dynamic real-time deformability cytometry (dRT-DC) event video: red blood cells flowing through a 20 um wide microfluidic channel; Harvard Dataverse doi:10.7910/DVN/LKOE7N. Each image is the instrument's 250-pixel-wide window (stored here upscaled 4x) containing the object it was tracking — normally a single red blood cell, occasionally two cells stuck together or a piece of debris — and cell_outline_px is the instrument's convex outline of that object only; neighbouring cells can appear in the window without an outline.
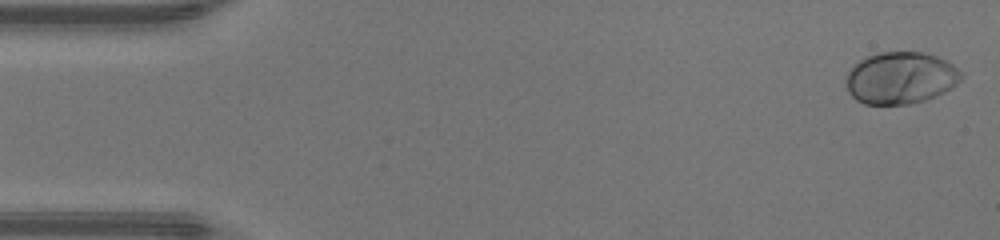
{"species": "human", "species_latin": "Homo sapiens", "temperature_condition": "warm", "stored_images_in_passage": 47, "camera_frame_rate_fps": 3000, "um_per_image_px": 0.085, "donor": {"sex": "male"}, "frame": {"image": 1, "passage_image": 1, "time_ms": 0.0, "image_size_px": [1000, 240], "cell_outline_px": [[960, 80], [952, 88], [928, 100], [912, 104], [864, 104], [856, 100], [848, 92], [844, 80], [852, 64], [876, 52], [924, 52], [936, 56], [952, 64], [960, 72]], "centroid_in_image_um": [76.5, 6.63], "position_along_channel_um": 8.5, "area_um2": 35.14}}
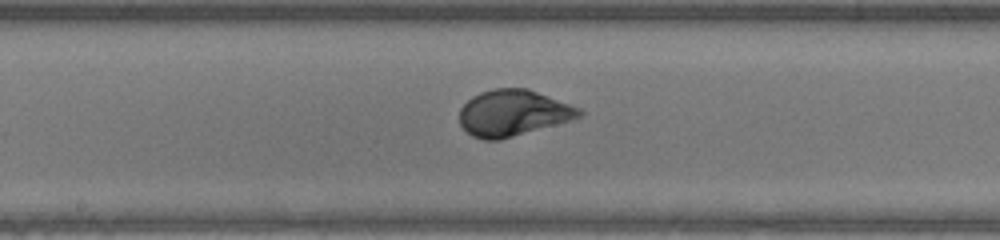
{"frame": {"image": 2, "passage_image": 24, "time_ms": 7.667, "image_size_px": [1000, 240], "cell_outline_px": [[584, 112], [580, 116], [568, 120], [500, 140], [484, 140], [472, 136], [460, 124], [460, 108], [472, 96], [480, 92], [492, 88], [528, 88], [580, 108]], "centroid_in_image_um": [43.57, 9.59], "position_along_channel_um": 204.6, "area_um2": 31.85}}
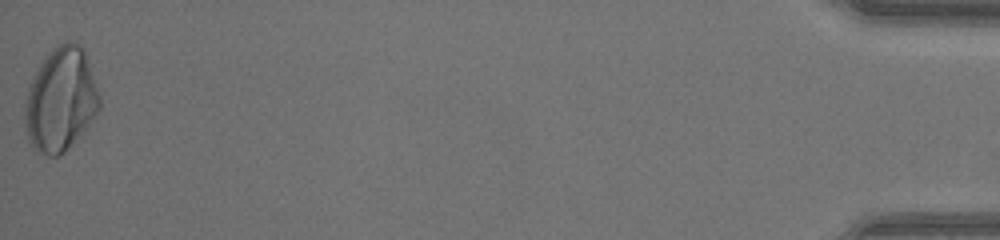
{"frame": {"image": 3, "passage_image": 47, "time_ms": 15.333, "image_size_px": [1000, 240], "cell_outline_px": [[100, 108], [88, 124], [64, 152], [56, 156], [48, 156], [32, 148], [28, 140], [24, 124], [24, 104], [28, 88], [40, 64], [48, 52], [64, 40], [76, 40], [84, 48], [100, 96]], "centroid_in_image_um": [5.14, 8.44], "position_along_channel_um": 430.1, "area_um2": 45.08}, "authors_computed_cell_mechanics": {"area_um2": 32.368, "velocity_mm_per_s": 4.3532, "shape_relaxation_time_tau1_ms": 2.4532, "shape_relaxation_time_tau2_ms": null, "deformation_change_tau1": 0.1736, "deformation_change_tau2": null}}